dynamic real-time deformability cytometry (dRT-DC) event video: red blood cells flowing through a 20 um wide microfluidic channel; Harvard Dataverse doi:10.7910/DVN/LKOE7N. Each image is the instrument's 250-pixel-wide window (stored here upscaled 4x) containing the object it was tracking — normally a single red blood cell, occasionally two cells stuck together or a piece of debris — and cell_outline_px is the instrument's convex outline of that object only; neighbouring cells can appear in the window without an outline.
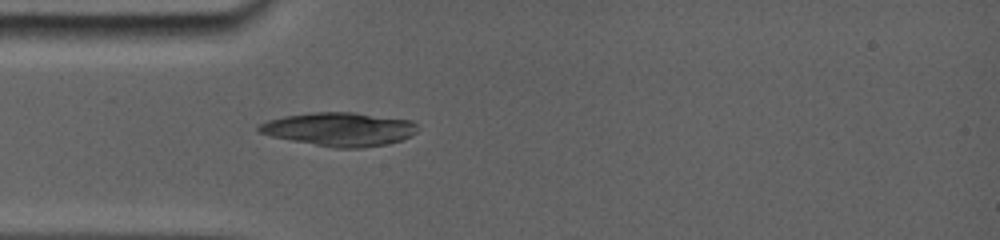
{"species": "common noctule bat (a hibernating species)", "species_latin": "Nyctalus noctula", "temperature_condition": "room temperature", "stored_images_in_passage": 4, "camera_frame_rate_fps": 5000, "um_per_image_px": 0.085, "animal": {"sex": "female", "body_mass_g": 19.0, "forearm_length_mm": 56.7}, "frame": {"image": 1, "passage_image": 4, "time_ms": 3.4, "image_size_px": [1000, 240], "cell_outline_px": [[416, 124], [412, 132], [408, 136], [400, 140], [384, 144], [356, 148], [344, 148], [316, 144], [272, 136], [260, 132], [260, 124], [268, 120], [284, 116], [316, 112], [352, 112], [412, 120]], "centroid_in_image_um": [28.85, 10.96], "position_along_channel_um": 56.2, "area_um2": 30.0}}